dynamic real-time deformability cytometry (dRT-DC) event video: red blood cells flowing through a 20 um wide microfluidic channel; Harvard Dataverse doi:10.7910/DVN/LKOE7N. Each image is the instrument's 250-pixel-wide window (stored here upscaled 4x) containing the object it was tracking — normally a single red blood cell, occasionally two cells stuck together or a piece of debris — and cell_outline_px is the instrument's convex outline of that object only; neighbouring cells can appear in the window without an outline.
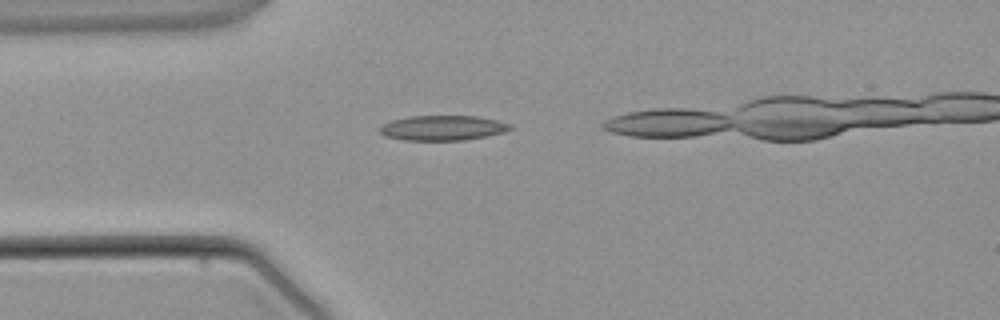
{"species": "common noctule bat (a hibernating species)", "species_latin": "Nyctalus noctula", "temperature_condition": "warm", "stored_images_in_passage": 2, "camera_frame_rate_fps": 3000, "um_per_image_px": 0.085, "animal": {"sex": "male", "body_mass_g": 21.5, "forearm_length_mm": 52.0}, "frame": {"image": 1, "passage_image": 1, "time_ms": 0.0, "image_size_px": [1000, 320], "cell_outline_px": [[512, 128], [504, 132], [464, 140], [404, 140], [384, 136], [380, 132], [380, 128], [384, 124], [392, 120], [408, 116], [476, 116], [496, 120], [512, 124]], "centroid_in_image_um": [37.62, 10.87], "position_along_channel_um": 47.4, "area_um2": 18.84}}